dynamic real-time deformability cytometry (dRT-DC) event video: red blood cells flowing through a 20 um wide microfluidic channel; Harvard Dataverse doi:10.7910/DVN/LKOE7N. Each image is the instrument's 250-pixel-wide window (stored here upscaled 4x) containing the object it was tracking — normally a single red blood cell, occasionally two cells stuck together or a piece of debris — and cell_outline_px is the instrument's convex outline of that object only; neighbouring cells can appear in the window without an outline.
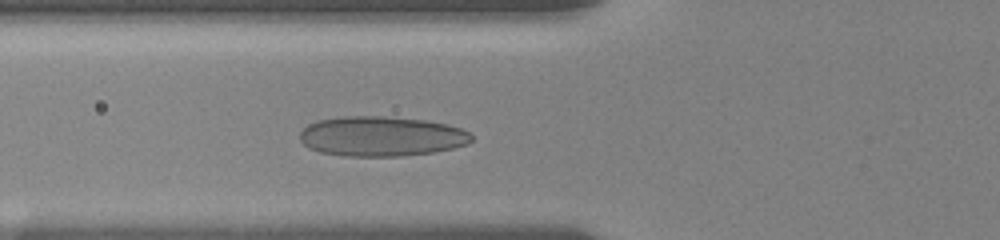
{"species": "human", "species_latin": "Homo sapiens", "temperature_condition": "room temperature", "stored_images_in_passage": 13, "camera_frame_rate_fps": 3000, "um_per_image_px": 0.085, "donor": {"sex": "female"}, "frame": {"image": 1, "passage_image": 8, "time_ms": 4.333, "image_size_px": [1000, 240], "cell_outline_px": [[472, 140], [468, 144], [452, 148], [432, 152], [400, 156], [344, 156], [320, 152], [308, 148], [300, 140], [300, 132], [308, 124], [316, 120], [344, 116], [384, 116], [424, 120], [448, 124], [460, 128], [468, 132], [472, 136]], "centroid_in_image_um": [32.39, 11.58], "position_along_channel_um": 93.4, "area_um2": 40.0}}
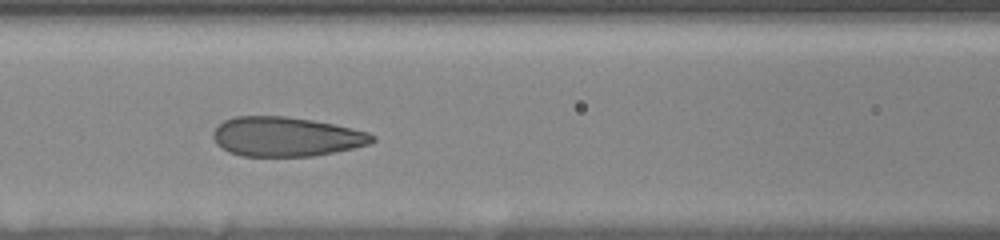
{"frame": {"image": 2, "passage_image": 11, "time_ms": 5.667, "image_size_px": [1000, 240], "cell_outline_px": [[376, 140], [368, 144], [352, 148], [312, 156], [240, 156], [228, 152], [216, 144], [212, 136], [212, 132], [216, 124], [224, 120], [236, 116], [288, 116], [312, 120], [352, 128], [368, 132], [376, 136]], "centroid_in_image_um": [24.26, 11.61], "position_along_channel_um": 142.3, "area_um2": 36.76}}
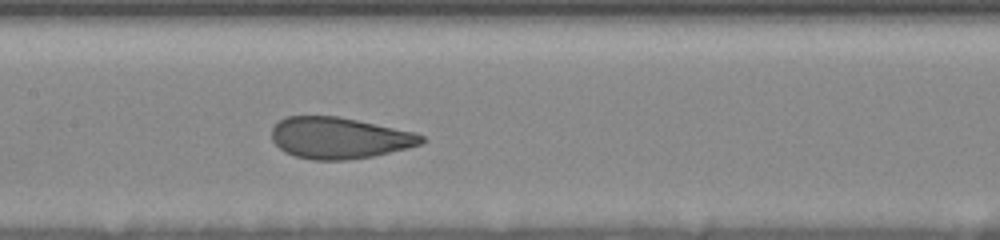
{"frame": {"image": 3, "passage_image": 13, "time_ms": 6.667, "image_size_px": [1000, 240], "cell_outline_px": [[428, 140], [420, 144], [408, 148], [372, 156], [348, 160], [312, 160], [296, 156], [284, 152], [272, 140], [272, 128], [280, 120], [288, 116], [336, 116], [416, 132], [424, 136]], "centroid_in_image_um": [28.86, 11.73], "position_along_channel_um": 178.5, "area_um2": 36.07}}